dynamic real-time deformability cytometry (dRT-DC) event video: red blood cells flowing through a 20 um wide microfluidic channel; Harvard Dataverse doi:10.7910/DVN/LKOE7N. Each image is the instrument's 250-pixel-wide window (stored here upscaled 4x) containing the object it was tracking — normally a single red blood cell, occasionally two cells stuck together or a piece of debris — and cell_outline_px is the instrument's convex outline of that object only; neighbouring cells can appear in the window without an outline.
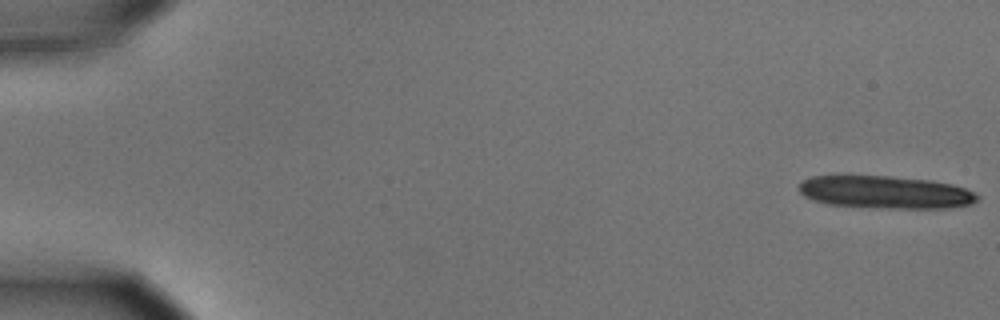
{"species": "common noctule bat (a hibernating species)", "species_latin": "Nyctalus noctula", "temperature_condition": "cold", "stored_images_in_passage": 15, "camera_frame_rate_fps": 3000, "um_per_image_px": 0.085, "animal": {"sex": "male", "body_mass_g": 15.6}, "frame": {"image": 1, "passage_image": 1, "time_ms": 0.0, "image_size_px": [1000, 320], "cell_outline_px": [[980, 200], [972, 204], [948, 208], [888, 208], [828, 204], [812, 200], [804, 196], [796, 188], [800, 180], [812, 176], [888, 176], [932, 180], [952, 184], [964, 188], [980, 196]], "centroid_in_image_um": [75.24, 16.33], "position_along_channel_um": 9.8, "area_um2": 34.16}}